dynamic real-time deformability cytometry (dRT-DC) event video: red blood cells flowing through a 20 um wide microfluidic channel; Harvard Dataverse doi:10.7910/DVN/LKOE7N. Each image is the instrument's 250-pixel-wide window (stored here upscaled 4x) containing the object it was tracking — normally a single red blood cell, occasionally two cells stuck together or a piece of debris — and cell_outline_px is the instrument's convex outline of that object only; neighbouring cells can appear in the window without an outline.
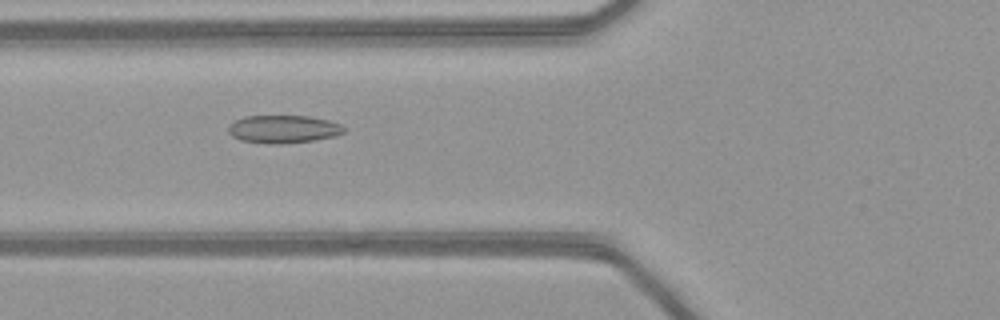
{"species": "common noctule bat (a hibernating species)", "species_latin": "Nyctalus noctula", "temperature_condition": "warm", "stored_images_in_passage": 43, "camera_frame_rate_fps": 3000, "um_per_image_px": 0.085, "animal": {"sex": "female", "body_mass_g": 21.9}, "frame": {"image": 1, "passage_image": 12, "time_ms": 3.667, "image_size_px": [1000, 320], "cell_outline_px": [[344, 132], [336, 136], [316, 140], [284, 144], [268, 144], [240, 140], [232, 136], [228, 132], [228, 124], [244, 116], [308, 116], [328, 120], [340, 124], [344, 128]], "centroid_in_image_um": [24.06, 10.98], "position_along_channel_um": 101.7, "area_um2": 18.96}}
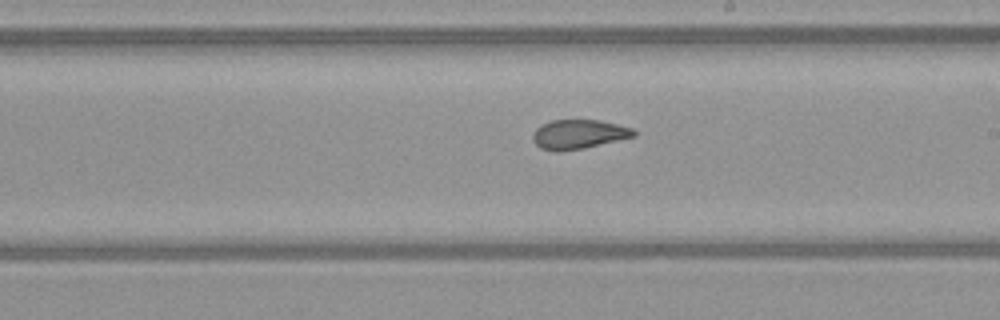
{"frame": {"image": 2, "passage_image": 22, "time_ms": 7.0, "image_size_px": [1000, 320], "cell_outline_px": [[636, 136], [584, 148], [560, 152], [556, 152], [540, 148], [532, 140], [532, 132], [540, 124], [552, 120], [600, 120], [632, 128], [636, 132]], "centroid_in_image_um": [49.14, 11.42], "position_along_channel_um": 239.9, "area_um2": 17.4}}
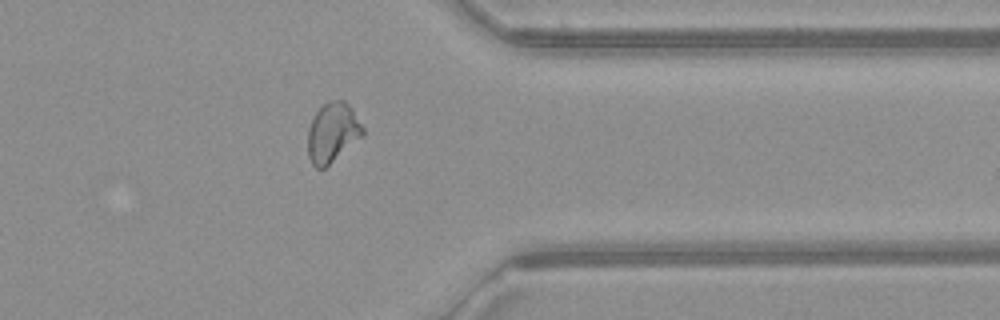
{"frame": {"image": 3, "passage_image": 33, "time_ms": 10.667, "image_size_px": [1000, 320], "cell_outline_px": [[364, 136], [324, 168], [316, 168], [312, 164], [308, 156], [308, 128], [316, 112], [328, 100], [344, 100], [352, 108], [364, 128]], "centroid_in_image_um": [28.28, 11.26], "position_along_channel_um": 383.1, "area_um2": 19.13}, "authors_computed_cell_mechanics": {"area_um2": 18.785, "velocity_mm_per_s": 4.1166, "shape_relaxation_time_tau1_ms": null, "shape_relaxation_time_tau2_ms": 1.0759, "deformation_change_tau1": null, "deformation_change_tau2": 0.0642}}